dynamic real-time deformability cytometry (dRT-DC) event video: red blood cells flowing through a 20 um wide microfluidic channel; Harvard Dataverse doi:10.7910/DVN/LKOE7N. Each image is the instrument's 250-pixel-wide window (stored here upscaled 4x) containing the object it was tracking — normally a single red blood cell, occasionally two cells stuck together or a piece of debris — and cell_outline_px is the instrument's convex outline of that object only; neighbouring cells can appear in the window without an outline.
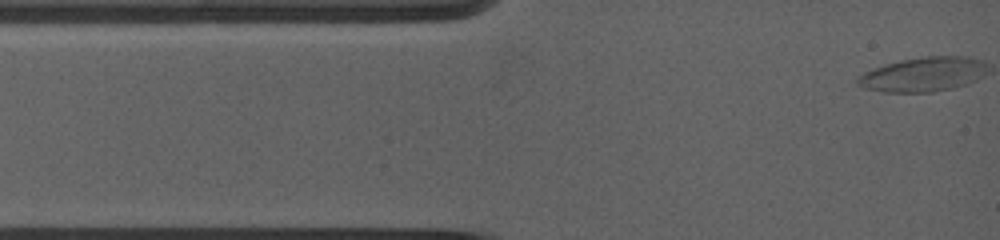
{"species": "common noctule bat (a hibernating species)", "species_latin": "Nyctalus noctula", "temperature_condition": "warm", "stored_images_in_passage": 6, "camera_frame_rate_fps": 5000, "um_per_image_px": 0.085, "animal": {"sex": "female", "body_mass_g": 19.0, "forearm_length_mm": 53.3}, "frame": {"image": 1, "passage_image": 1, "time_ms": 0.0, "image_size_px": [1000, 240], "cell_outline_px": [[976, 60], [948, 88], [932, 92], [888, 92], [868, 88], [860, 80], [860, 76], [864, 72], [900, 60], [924, 56], [964, 56]], "centroid_in_image_um": [77.97, 6.31], "position_along_channel_um": 7.0, "area_um2": 21.91}}
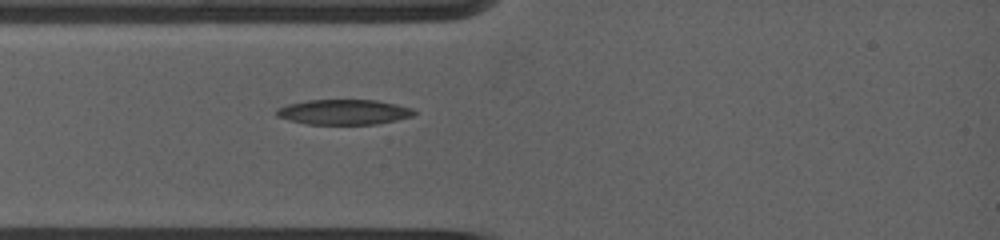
{"frame": {"image": 2, "passage_image": 6, "time_ms": 2.8, "image_size_px": [1000, 240], "cell_outline_px": [[416, 112], [412, 116], [372, 124], [308, 124], [276, 116], [276, 108], [288, 104], [308, 100], [372, 100], [396, 104], [412, 108]], "centroid_in_image_um": [29.18, 9.51], "position_along_channel_um": 55.8, "area_um2": 19.77}}